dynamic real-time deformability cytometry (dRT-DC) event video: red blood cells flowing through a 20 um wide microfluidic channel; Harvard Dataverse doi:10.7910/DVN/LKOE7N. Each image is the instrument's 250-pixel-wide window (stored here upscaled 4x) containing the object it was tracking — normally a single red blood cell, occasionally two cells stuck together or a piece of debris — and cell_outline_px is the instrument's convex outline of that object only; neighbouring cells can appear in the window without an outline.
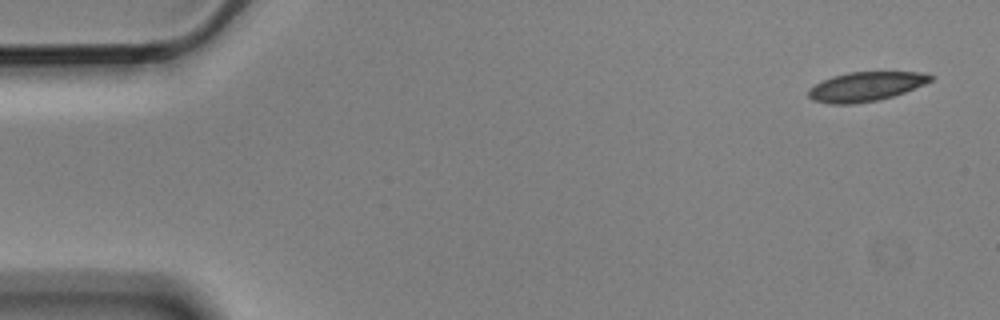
{"species": "Egyptian fruit bat (a non-hibernating species)", "species_latin": "Rousettus aegyptiacus", "temperature_condition": "cold", "stored_images_in_passage": 6, "segment_of_instrument_passage": [1, 2], "camera_frame_rate_fps": 3000, "um_per_image_px": 0.085, "animal": {"sex": "male"}, "frame": {"image": 1, "passage_image": 1, "time_ms": 0.0, "image_size_px": [1000, 320], "cell_outline_px": [[932, 80], [924, 84], [904, 92], [892, 96], [876, 100], [852, 104], [828, 104], [812, 100], [808, 96], [808, 88], [832, 76], [848, 72], [920, 72], [932, 76]], "centroid_in_image_um": [73.53, 7.36], "position_along_channel_um": 11.5, "area_um2": 20.63}}
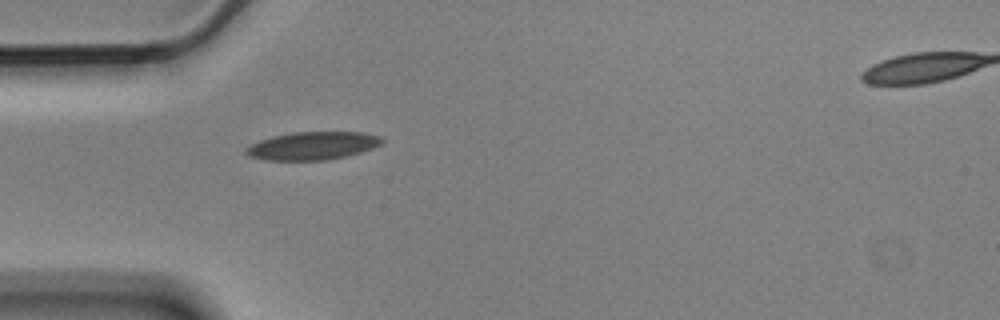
{"frame": {"image": 2, "passage_image": 5, "time_ms": 1.333, "image_size_px": [1000, 320], "cell_outline_px": [[384, 140], [380, 144], [372, 148], [360, 152], [344, 156], [324, 160], [268, 160], [248, 156], [244, 152], [244, 148], [260, 140], [272, 136], [292, 132], [360, 132], [380, 136]], "centroid_in_image_um": [26.53, 12.38], "position_along_channel_um": 58.5, "area_um2": 22.02}}